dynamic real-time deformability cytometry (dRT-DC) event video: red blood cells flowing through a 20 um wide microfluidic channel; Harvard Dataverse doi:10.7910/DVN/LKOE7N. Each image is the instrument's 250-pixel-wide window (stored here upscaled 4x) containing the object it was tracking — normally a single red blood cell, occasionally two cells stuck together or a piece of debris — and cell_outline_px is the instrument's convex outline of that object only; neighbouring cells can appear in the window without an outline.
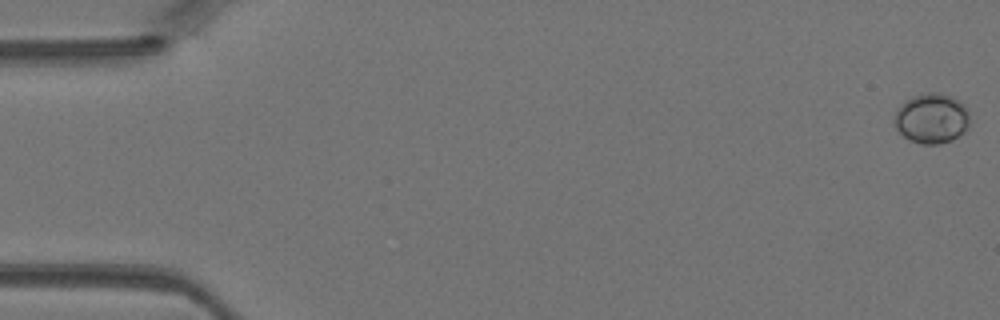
{"species": "Egyptian fruit bat (a non-hibernating species)", "species_latin": "Rousettus aegyptiacus", "temperature_condition": "warm", "stored_images_in_passage": 45, "camera_frame_rate_fps": 3000, "um_per_image_px": 0.085, "animal": {"sex": "female"}, "frame": {"image": 1, "passage_image": 1, "time_ms": 0.0, "image_size_px": [1000, 320], "cell_outline_px": [[968, 128], [964, 132], [952, 140], [940, 144], [920, 144], [908, 140], [896, 128], [896, 108], [900, 104], [912, 96], [928, 92], [940, 92], [952, 96], [964, 104], [968, 108]], "centroid_in_image_um": [79.2, 10.05], "position_along_channel_um": 5.8, "area_um2": 22.14}}
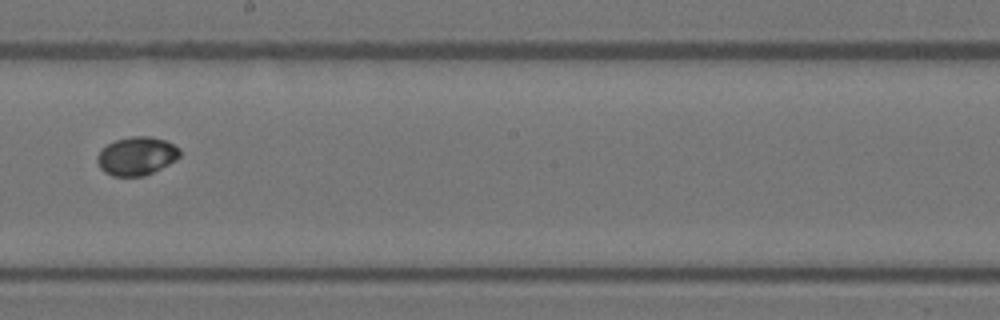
{"frame": {"image": 2, "passage_image": 26, "time_ms": 8.333, "image_size_px": [1000, 320], "cell_outline_px": [[180, 156], [176, 160], [144, 176], [112, 176], [104, 172], [100, 168], [96, 160], [96, 156], [100, 148], [116, 140], [132, 136], [152, 136], [164, 140], [180, 148]], "centroid_in_image_um": [11.58, 13.26], "position_along_channel_um": 236.6, "area_um2": 18.55}}
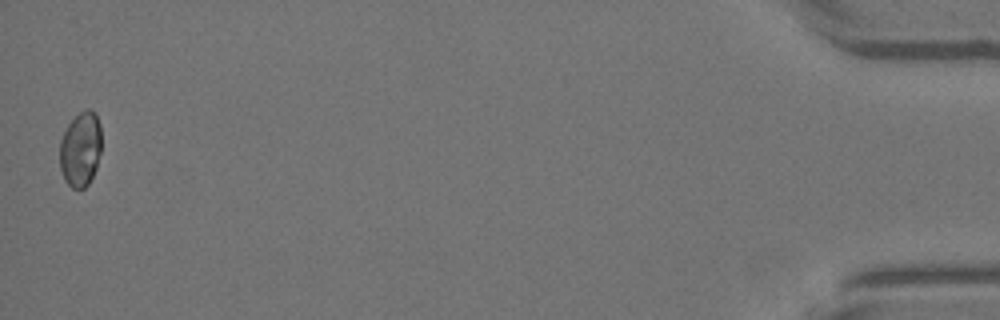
{"frame": {"image": 3, "passage_image": 45, "time_ms": 14.667, "image_size_px": [1000, 320], "cell_outline_px": [[100, 152], [96, 168], [88, 184], [84, 188], [72, 188], [64, 180], [60, 168], [60, 140], [68, 124], [80, 112], [88, 108], [92, 108], [96, 112], [100, 124]], "centroid_in_image_um": [6.84, 12.66], "position_along_channel_um": 428.4, "area_um2": 18.21}}